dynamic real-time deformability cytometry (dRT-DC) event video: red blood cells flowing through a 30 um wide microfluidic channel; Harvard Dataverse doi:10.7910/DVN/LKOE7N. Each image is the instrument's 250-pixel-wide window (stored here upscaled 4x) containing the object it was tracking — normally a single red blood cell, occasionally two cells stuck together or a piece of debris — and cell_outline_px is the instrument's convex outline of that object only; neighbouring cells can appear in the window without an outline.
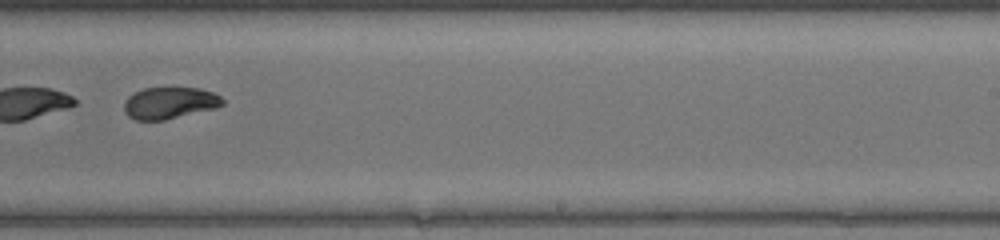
{"species": "common noctule bat (a hibernating species)", "species_latin": "Nyctalus noctula", "temperature_condition": "warm", "stored_images_in_passage": 41, "segment_of_instrument_passage": [2, 2], "camera_frame_rate_fps": 3000, "um_per_image_px": 0.085, "animal": {"sex": "female", "body_mass_g": 17.0, "forearm_length_mm": 48.0}, "frame": {"image": 1, "passage_image": 23, "time_ms": 7.333, "image_size_px": [1000, 240], "cell_outline_px": [[224, 104], [216, 108], [164, 120], [136, 120], [128, 116], [124, 112], [124, 100], [128, 96], [144, 88], [200, 88], [212, 92], [220, 96], [224, 100]], "centroid_in_image_um": [14.41, 8.75], "position_along_channel_um": 274.6, "area_um2": 18.21}}